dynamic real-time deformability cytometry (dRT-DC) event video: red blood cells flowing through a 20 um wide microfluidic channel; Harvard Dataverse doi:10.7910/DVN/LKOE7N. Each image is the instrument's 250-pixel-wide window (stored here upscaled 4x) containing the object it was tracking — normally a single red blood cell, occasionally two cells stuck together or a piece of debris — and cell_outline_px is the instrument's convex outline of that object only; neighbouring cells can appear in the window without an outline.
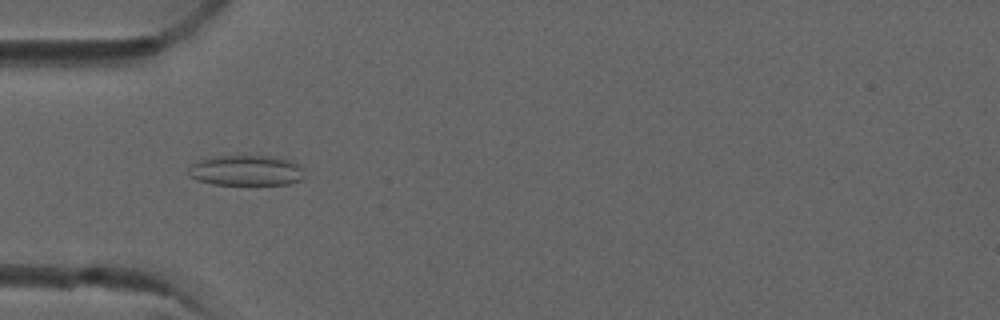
{"species": "common noctule bat (a hibernating species)", "species_latin": "Nyctalus noctula", "temperature_condition": "room temperature", "stored_images_in_passage": 10, "camera_frame_rate_fps": 3000, "um_per_image_px": 0.085, "animal": {"sex": "male", "forearm_length_mm": 52.5}, "frame": {"image": 1, "passage_image": 4, "time_ms": 1.0, "image_size_px": [1000, 320], "cell_outline_px": [[304, 176], [300, 180], [288, 184], [212, 184], [196, 180], [188, 176], [188, 168], [196, 160], [212, 156], [236, 152], [280, 156], [292, 160], [300, 164]], "centroid_in_image_um": [20.89, 14.41], "position_along_channel_um": 64.1, "area_um2": 21.91}}
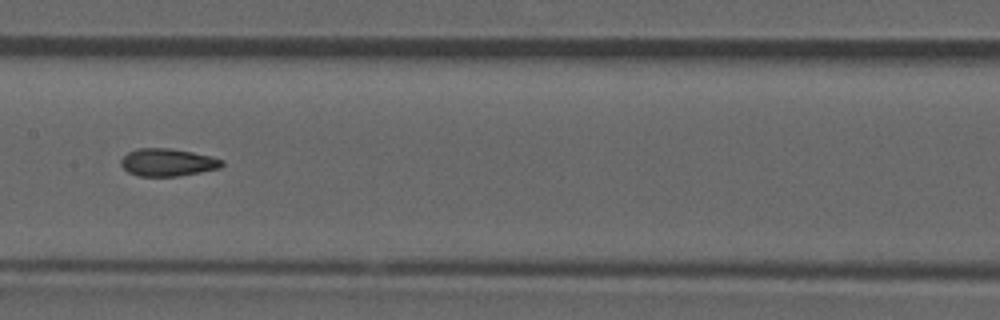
{"frame": {"image": 2, "passage_image": 7, "time_ms": 2.0, "image_size_px": [1000, 320], "cell_outline_px": [[224, 164], [220, 168], [200, 172], [176, 176], [140, 176], [128, 172], [120, 164], [120, 160], [128, 152], [136, 148], [168, 148], [192, 152], [212, 156], [224, 160]], "centroid_in_image_um": [14.25, 13.79], "position_along_channel_um": 193.1, "area_um2": 16.24}}
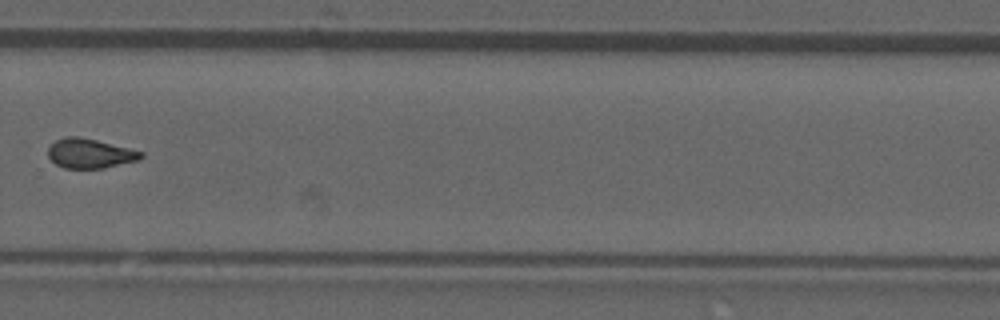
{"frame": {"image": 3, "passage_image": 10, "time_ms": 3.0, "image_size_px": [1000, 320], "cell_outline_px": [[144, 156], [140, 160], [104, 168], [64, 168], [56, 164], [48, 156], [48, 148], [56, 140], [64, 136], [76, 136], [96, 140], [144, 152]], "centroid_in_image_um": [7.66, 13.04], "position_along_channel_um": 322.1, "area_um2": 15.95}}